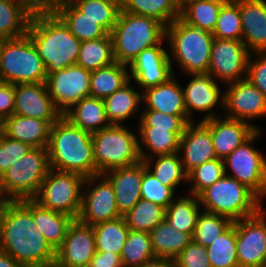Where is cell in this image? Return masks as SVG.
I'll return each mask as SVG.
<instances>
[{
  "label": "cell",
  "instance_id": "1",
  "mask_svg": "<svg viewBox=\"0 0 266 267\" xmlns=\"http://www.w3.org/2000/svg\"><path fill=\"white\" fill-rule=\"evenodd\" d=\"M0 251L23 267H53L56 250L32 217V199L0 202Z\"/></svg>",
  "mask_w": 266,
  "mask_h": 267
},
{
  "label": "cell",
  "instance_id": "2",
  "mask_svg": "<svg viewBox=\"0 0 266 267\" xmlns=\"http://www.w3.org/2000/svg\"><path fill=\"white\" fill-rule=\"evenodd\" d=\"M27 35L44 62L47 75L77 64L82 41L55 13L31 16Z\"/></svg>",
  "mask_w": 266,
  "mask_h": 267
},
{
  "label": "cell",
  "instance_id": "3",
  "mask_svg": "<svg viewBox=\"0 0 266 267\" xmlns=\"http://www.w3.org/2000/svg\"><path fill=\"white\" fill-rule=\"evenodd\" d=\"M50 169L95 175L92 133L73 125L64 116L51 125L47 147Z\"/></svg>",
  "mask_w": 266,
  "mask_h": 267
},
{
  "label": "cell",
  "instance_id": "4",
  "mask_svg": "<svg viewBox=\"0 0 266 267\" xmlns=\"http://www.w3.org/2000/svg\"><path fill=\"white\" fill-rule=\"evenodd\" d=\"M110 35L115 62L129 65L144 49L166 40V27L153 18L121 9Z\"/></svg>",
  "mask_w": 266,
  "mask_h": 267
},
{
  "label": "cell",
  "instance_id": "5",
  "mask_svg": "<svg viewBox=\"0 0 266 267\" xmlns=\"http://www.w3.org/2000/svg\"><path fill=\"white\" fill-rule=\"evenodd\" d=\"M166 39L175 62L188 74L207 73L214 36L211 32L188 25L181 18L166 27ZM171 56V57H170Z\"/></svg>",
  "mask_w": 266,
  "mask_h": 267
},
{
  "label": "cell",
  "instance_id": "6",
  "mask_svg": "<svg viewBox=\"0 0 266 267\" xmlns=\"http://www.w3.org/2000/svg\"><path fill=\"white\" fill-rule=\"evenodd\" d=\"M49 170L47 148L32 147L0 177V202L33 199Z\"/></svg>",
  "mask_w": 266,
  "mask_h": 267
},
{
  "label": "cell",
  "instance_id": "7",
  "mask_svg": "<svg viewBox=\"0 0 266 267\" xmlns=\"http://www.w3.org/2000/svg\"><path fill=\"white\" fill-rule=\"evenodd\" d=\"M204 211L225 216L233 222L255 215L261 200L237 179L223 175L199 195Z\"/></svg>",
  "mask_w": 266,
  "mask_h": 267
},
{
  "label": "cell",
  "instance_id": "8",
  "mask_svg": "<svg viewBox=\"0 0 266 267\" xmlns=\"http://www.w3.org/2000/svg\"><path fill=\"white\" fill-rule=\"evenodd\" d=\"M137 138V135L123 124H111L92 133L95 175L140 162Z\"/></svg>",
  "mask_w": 266,
  "mask_h": 267
},
{
  "label": "cell",
  "instance_id": "9",
  "mask_svg": "<svg viewBox=\"0 0 266 267\" xmlns=\"http://www.w3.org/2000/svg\"><path fill=\"white\" fill-rule=\"evenodd\" d=\"M0 76L3 82L14 85L46 82V67L27 34L1 39Z\"/></svg>",
  "mask_w": 266,
  "mask_h": 267
},
{
  "label": "cell",
  "instance_id": "10",
  "mask_svg": "<svg viewBox=\"0 0 266 267\" xmlns=\"http://www.w3.org/2000/svg\"><path fill=\"white\" fill-rule=\"evenodd\" d=\"M85 179L78 173L50 169L32 200L43 208L78 219L82 207V190L86 191L83 188Z\"/></svg>",
  "mask_w": 266,
  "mask_h": 267
},
{
  "label": "cell",
  "instance_id": "11",
  "mask_svg": "<svg viewBox=\"0 0 266 267\" xmlns=\"http://www.w3.org/2000/svg\"><path fill=\"white\" fill-rule=\"evenodd\" d=\"M262 131L257 130L247 141L224 158L225 175L237 179L260 200L266 196V158L252 144ZM227 168L232 170L227 173Z\"/></svg>",
  "mask_w": 266,
  "mask_h": 267
},
{
  "label": "cell",
  "instance_id": "12",
  "mask_svg": "<svg viewBox=\"0 0 266 267\" xmlns=\"http://www.w3.org/2000/svg\"><path fill=\"white\" fill-rule=\"evenodd\" d=\"M249 55L242 40L214 38L207 74L227 84L246 79Z\"/></svg>",
  "mask_w": 266,
  "mask_h": 267
},
{
  "label": "cell",
  "instance_id": "13",
  "mask_svg": "<svg viewBox=\"0 0 266 267\" xmlns=\"http://www.w3.org/2000/svg\"><path fill=\"white\" fill-rule=\"evenodd\" d=\"M266 212L235 221L239 267H263L266 260Z\"/></svg>",
  "mask_w": 266,
  "mask_h": 267
},
{
  "label": "cell",
  "instance_id": "14",
  "mask_svg": "<svg viewBox=\"0 0 266 267\" xmlns=\"http://www.w3.org/2000/svg\"><path fill=\"white\" fill-rule=\"evenodd\" d=\"M90 78L91 71L77 64L47 75L48 93L62 115L90 95Z\"/></svg>",
  "mask_w": 266,
  "mask_h": 267
},
{
  "label": "cell",
  "instance_id": "15",
  "mask_svg": "<svg viewBox=\"0 0 266 267\" xmlns=\"http://www.w3.org/2000/svg\"><path fill=\"white\" fill-rule=\"evenodd\" d=\"M98 180L101 182L97 183ZM84 187L89 190L83 191L82 207L78 216L81 223L94 226L121 217L113 187L103 174L86 177Z\"/></svg>",
  "mask_w": 266,
  "mask_h": 267
},
{
  "label": "cell",
  "instance_id": "16",
  "mask_svg": "<svg viewBox=\"0 0 266 267\" xmlns=\"http://www.w3.org/2000/svg\"><path fill=\"white\" fill-rule=\"evenodd\" d=\"M224 91V108L227 118L250 123L251 119L266 116V96L247 78L228 83Z\"/></svg>",
  "mask_w": 266,
  "mask_h": 267
},
{
  "label": "cell",
  "instance_id": "17",
  "mask_svg": "<svg viewBox=\"0 0 266 267\" xmlns=\"http://www.w3.org/2000/svg\"><path fill=\"white\" fill-rule=\"evenodd\" d=\"M164 40L156 46L144 49L128 65L130 78L139 84L142 91L167 82L174 76L169 54L162 48Z\"/></svg>",
  "mask_w": 266,
  "mask_h": 267
},
{
  "label": "cell",
  "instance_id": "18",
  "mask_svg": "<svg viewBox=\"0 0 266 267\" xmlns=\"http://www.w3.org/2000/svg\"><path fill=\"white\" fill-rule=\"evenodd\" d=\"M95 252L93 226L75 219L69 226L63 244L56 250L53 267H88Z\"/></svg>",
  "mask_w": 266,
  "mask_h": 267
},
{
  "label": "cell",
  "instance_id": "19",
  "mask_svg": "<svg viewBox=\"0 0 266 267\" xmlns=\"http://www.w3.org/2000/svg\"><path fill=\"white\" fill-rule=\"evenodd\" d=\"M13 114L47 120L51 125L63 116L49 95L46 83L16 84Z\"/></svg>",
  "mask_w": 266,
  "mask_h": 267
},
{
  "label": "cell",
  "instance_id": "20",
  "mask_svg": "<svg viewBox=\"0 0 266 267\" xmlns=\"http://www.w3.org/2000/svg\"><path fill=\"white\" fill-rule=\"evenodd\" d=\"M193 77L185 88L182 87L184 93L185 107L187 117L192 122L193 111H207V115L201 121L216 117L214 107L220 102L224 109V92L220 94L219 86L215 79L207 73L188 74ZM220 100V101H219Z\"/></svg>",
  "mask_w": 266,
  "mask_h": 267
},
{
  "label": "cell",
  "instance_id": "21",
  "mask_svg": "<svg viewBox=\"0 0 266 267\" xmlns=\"http://www.w3.org/2000/svg\"><path fill=\"white\" fill-rule=\"evenodd\" d=\"M210 130L215 154L224 159L247 141L259 128L244 121L214 117L202 121Z\"/></svg>",
  "mask_w": 266,
  "mask_h": 267
},
{
  "label": "cell",
  "instance_id": "22",
  "mask_svg": "<svg viewBox=\"0 0 266 267\" xmlns=\"http://www.w3.org/2000/svg\"><path fill=\"white\" fill-rule=\"evenodd\" d=\"M185 172L188 174L195 167L217 158L209 128L199 121L188 123L180 137L179 151Z\"/></svg>",
  "mask_w": 266,
  "mask_h": 267
},
{
  "label": "cell",
  "instance_id": "23",
  "mask_svg": "<svg viewBox=\"0 0 266 267\" xmlns=\"http://www.w3.org/2000/svg\"><path fill=\"white\" fill-rule=\"evenodd\" d=\"M103 175L113 187L119 214L125 215L141 199L143 161L131 166L111 169Z\"/></svg>",
  "mask_w": 266,
  "mask_h": 267
},
{
  "label": "cell",
  "instance_id": "24",
  "mask_svg": "<svg viewBox=\"0 0 266 267\" xmlns=\"http://www.w3.org/2000/svg\"><path fill=\"white\" fill-rule=\"evenodd\" d=\"M235 1L240 6L242 41L250 53L266 52V1Z\"/></svg>",
  "mask_w": 266,
  "mask_h": 267
},
{
  "label": "cell",
  "instance_id": "25",
  "mask_svg": "<svg viewBox=\"0 0 266 267\" xmlns=\"http://www.w3.org/2000/svg\"><path fill=\"white\" fill-rule=\"evenodd\" d=\"M142 102L145 110H156L166 114L180 115L187 123L184 93L175 75L165 83L147 88L142 91Z\"/></svg>",
  "mask_w": 266,
  "mask_h": 267
},
{
  "label": "cell",
  "instance_id": "26",
  "mask_svg": "<svg viewBox=\"0 0 266 267\" xmlns=\"http://www.w3.org/2000/svg\"><path fill=\"white\" fill-rule=\"evenodd\" d=\"M51 124L47 120L12 114L1 123V130L11 139L31 147L47 148Z\"/></svg>",
  "mask_w": 266,
  "mask_h": 267
},
{
  "label": "cell",
  "instance_id": "27",
  "mask_svg": "<svg viewBox=\"0 0 266 267\" xmlns=\"http://www.w3.org/2000/svg\"><path fill=\"white\" fill-rule=\"evenodd\" d=\"M138 143L141 160L154 158L157 155L178 153L180 137L185 129H154V127H138ZM150 153H146L147 151Z\"/></svg>",
  "mask_w": 266,
  "mask_h": 267
},
{
  "label": "cell",
  "instance_id": "28",
  "mask_svg": "<svg viewBox=\"0 0 266 267\" xmlns=\"http://www.w3.org/2000/svg\"><path fill=\"white\" fill-rule=\"evenodd\" d=\"M63 116L73 125L90 133L100 131L111 125L106 116L104 100L91 96L81 99Z\"/></svg>",
  "mask_w": 266,
  "mask_h": 267
},
{
  "label": "cell",
  "instance_id": "29",
  "mask_svg": "<svg viewBox=\"0 0 266 267\" xmlns=\"http://www.w3.org/2000/svg\"><path fill=\"white\" fill-rule=\"evenodd\" d=\"M32 217L39 231L55 250L63 244L69 226L75 220L68 214L43 208L34 200Z\"/></svg>",
  "mask_w": 266,
  "mask_h": 267
},
{
  "label": "cell",
  "instance_id": "30",
  "mask_svg": "<svg viewBox=\"0 0 266 267\" xmlns=\"http://www.w3.org/2000/svg\"><path fill=\"white\" fill-rule=\"evenodd\" d=\"M151 245L156 259H175L192 241L188 233L176 230L167 220L150 232Z\"/></svg>",
  "mask_w": 266,
  "mask_h": 267
},
{
  "label": "cell",
  "instance_id": "31",
  "mask_svg": "<svg viewBox=\"0 0 266 267\" xmlns=\"http://www.w3.org/2000/svg\"><path fill=\"white\" fill-rule=\"evenodd\" d=\"M55 14L80 41L96 40L109 34L95 20L85 17V14H82L73 4L63 0L58 5Z\"/></svg>",
  "mask_w": 266,
  "mask_h": 267
},
{
  "label": "cell",
  "instance_id": "32",
  "mask_svg": "<svg viewBox=\"0 0 266 267\" xmlns=\"http://www.w3.org/2000/svg\"><path fill=\"white\" fill-rule=\"evenodd\" d=\"M124 12L153 18L167 27L181 18V5L178 0H121Z\"/></svg>",
  "mask_w": 266,
  "mask_h": 267
},
{
  "label": "cell",
  "instance_id": "33",
  "mask_svg": "<svg viewBox=\"0 0 266 267\" xmlns=\"http://www.w3.org/2000/svg\"><path fill=\"white\" fill-rule=\"evenodd\" d=\"M127 66L114 62L107 67L91 71L89 96L104 99L131 82Z\"/></svg>",
  "mask_w": 266,
  "mask_h": 267
},
{
  "label": "cell",
  "instance_id": "34",
  "mask_svg": "<svg viewBox=\"0 0 266 267\" xmlns=\"http://www.w3.org/2000/svg\"><path fill=\"white\" fill-rule=\"evenodd\" d=\"M106 116L110 124L121 125L134 115L142 102V93L131 88L129 82L104 99Z\"/></svg>",
  "mask_w": 266,
  "mask_h": 267
},
{
  "label": "cell",
  "instance_id": "35",
  "mask_svg": "<svg viewBox=\"0 0 266 267\" xmlns=\"http://www.w3.org/2000/svg\"><path fill=\"white\" fill-rule=\"evenodd\" d=\"M227 0H187L181 5V19L188 25L213 32L220 9Z\"/></svg>",
  "mask_w": 266,
  "mask_h": 267
},
{
  "label": "cell",
  "instance_id": "36",
  "mask_svg": "<svg viewBox=\"0 0 266 267\" xmlns=\"http://www.w3.org/2000/svg\"><path fill=\"white\" fill-rule=\"evenodd\" d=\"M190 196L174 199L166 208L165 220L176 230L192 237L201 212L199 197L193 194Z\"/></svg>",
  "mask_w": 266,
  "mask_h": 267
},
{
  "label": "cell",
  "instance_id": "37",
  "mask_svg": "<svg viewBox=\"0 0 266 267\" xmlns=\"http://www.w3.org/2000/svg\"><path fill=\"white\" fill-rule=\"evenodd\" d=\"M31 16L17 0H0V39L26 35Z\"/></svg>",
  "mask_w": 266,
  "mask_h": 267
},
{
  "label": "cell",
  "instance_id": "38",
  "mask_svg": "<svg viewBox=\"0 0 266 267\" xmlns=\"http://www.w3.org/2000/svg\"><path fill=\"white\" fill-rule=\"evenodd\" d=\"M120 257L123 267H144L156 260L150 233L129 230Z\"/></svg>",
  "mask_w": 266,
  "mask_h": 267
},
{
  "label": "cell",
  "instance_id": "39",
  "mask_svg": "<svg viewBox=\"0 0 266 267\" xmlns=\"http://www.w3.org/2000/svg\"><path fill=\"white\" fill-rule=\"evenodd\" d=\"M115 62L111 35L96 40L82 41L77 65L94 71Z\"/></svg>",
  "mask_w": 266,
  "mask_h": 267
},
{
  "label": "cell",
  "instance_id": "40",
  "mask_svg": "<svg viewBox=\"0 0 266 267\" xmlns=\"http://www.w3.org/2000/svg\"><path fill=\"white\" fill-rule=\"evenodd\" d=\"M95 248L98 252H113L121 255L129 232L123 216L93 226Z\"/></svg>",
  "mask_w": 266,
  "mask_h": 267
},
{
  "label": "cell",
  "instance_id": "41",
  "mask_svg": "<svg viewBox=\"0 0 266 267\" xmlns=\"http://www.w3.org/2000/svg\"><path fill=\"white\" fill-rule=\"evenodd\" d=\"M152 159L153 158L150 157L142 161L146 169H148L163 185L171 187L175 191L176 187L182 181L187 182V173L184 170L179 153L157 155V158H155L156 161Z\"/></svg>",
  "mask_w": 266,
  "mask_h": 267
},
{
  "label": "cell",
  "instance_id": "42",
  "mask_svg": "<svg viewBox=\"0 0 266 267\" xmlns=\"http://www.w3.org/2000/svg\"><path fill=\"white\" fill-rule=\"evenodd\" d=\"M73 4L85 17L95 20L109 34L121 10V0H63Z\"/></svg>",
  "mask_w": 266,
  "mask_h": 267
},
{
  "label": "cell",
  "instance_id": "43",
  "mask_svg": "<svg viewBox=\"0 0 266 267\" xmlns=\"http://www.w3.org/2000/svg\"><path fill=\"white\" fill-rule=\"evenodd\" d=\"M166 217V208L153 202L140 199L123 218L126 225L133 231L150 232L162 223Z\"/></svg>",
  "mask_w": 266,
  "mask_h": 267
},
{
  "label": "cell",
  "instance_id": "44",
  "mask_svg": "<svg viewBox=\"0 0 266 267\" xmlns=\"http://www.w3.org/2000/svg\"><path fill=\"white\" fill-rule=\"evenodd\" d=\"M211 267H239L236 249L235 221L206 247Z\"/></svg>",
  "mask_w": 266,
  "mask_h": 267
},
{
  "label": "cell",
  "instance_id": "45",
  "mask_svg": "<svg viewBox=\"0 0 266 267\" xmlns=\"http://www.w3.org/2000/svg\"><path fill=\"white\" fill-rule=\"evenodd\" d=\"M232 224L233 221L225 216L203 210L198 217L192 240L207 247Z\"/></svg>",
  "mask_w": 266,
  "mask_h": 267
},
{
  "label": "cell",
  "instance_id": "46",
  "mask_svg": "<svg viewBox=\"0 0 266 267\" xmlns=\"http://www.w3.org/2000/svg\"><path fill=\"white\" fill-rule=\"evenodd\" d=\"M212 34L217 39L242 40L240 6L235 0L222 5Z\"/></svg>",
  "mask_w": 266,
  "mask_h": 267
},
{
  "label": "cell",
  "instance_id": "47",
  "mask_svg": "<svg viewBox=\"0 0 266 267\" xmlns=\"http://www.w3.org/2000/svg\"><path fill=\"white\" fill-rule=\"evenodd\" d=\"M223 175H225L224 160L220 158H215L195 167L187 174V181L193 183L190 194L198 196Z\"/></svg>",
  "mask_w": 266,
  "mask_h": 267
},
{
  "label": "cell",
  "instance_id": "48",
  "mask_svg": "<svg viewBox=\"0 0 266 267\" xmlns=\"http://www.w3.org/2000/svg\"><path fill=\"white\" fill-rule=\"evenodd\" d=\"M141 199L153 202L167 208L173 201L175 191L156 179V177L146 169L143 162V176L141 184Z\"/></svg>",
  "mask_w": 266,
  "mask_h": 267
},
{
  "label": "cell",
  "instance_id": "49",
  "mask_svg": "<svg viewBox=\"0 0 266 267\" xmlns=\"http://www.w3.org/2000/svg\"><path fill=\"white\" fill-rule=\"evenodd\" d=\"M31 148L29 144L11 139L0 130V177Z\"/></svg>",
  "mask_w": 266,
  "mask_h": 267
},
{
  "label": "cell",
  "instance_id": "50",
  "mask_svg": "<svg viewBox=\"0 0 266 267\" xmlns=\"http://www.w3.org/2000/svg\"><path fill=\"white\" fill-rule=\"evenodd\" d=\"M138 127L154 129H185L188 123L180 115L162 113L156 110H143Z\"/></svg>",
  "mask_w": 266,
  "mask_h": 267
},
{
  "label": "cell",
  "instance_id": "51",
  "mask_svg": "<svg viewBox=\"0 0 266 267\" xmlns=\"http://www.w3.org/2000/svg\"><path fill=\"white\" fill-rule=\"evenodd\" d=\"M174 260L178 267H211L206 247L193 240Z\"/></svg>",
  "mask_w": 266,
  "mask_h": 267
},
{
  "label": "cell",
  "instance_id": "52",
  "mask_svg": "<svg viewBox=\"0 0 266 267\" xmlns=\"http://www.w3.org/2000/svg\"><path fill=\"white\" fill-rule=\"evenodd\" d=\"M255 55L254 60L253 56ZM247 79L266 96V52L250 53Z\"/></svg>",
  "mask_w": 266,
  "mask_h": 267
},
{
  "label": "cell",
  "instance_id": "53",
  "mask_svg": "<svg viewBox=\"0 0 266 267\" xmlns=\"http://www.w3.org/2000/svg\"><path fill=\"white\" fill-rule=\"evenodd\" d=\"M15 85L7 82L0 84V123L14 112Z\"/></svg>",
  "mask_w": 266,
  "mask_h": 267
},
{
  "label": "cell",
  "instance_id": "54",
  "mask_svg": "<svg viewBox=\"0 0 266 267\" xmlns=\"http://www.w3.org/2000/svg\"><path fill=\"white\" fill-rule=\"evenodd\" d=\"M32 16L54 14L62 0H17Z\"/></svg>",
  "mask_w": 266,
  "mask_h": 267
},
{
  "label": "cell",
  "instance_id": "55",
  "mask_svg": "<svg viewBox=\"0 0 266 267\" xmlns=\"http://www.w3.org/2000/svg\"><path fill=\"white\" fill-rule=\"evenodd\" d=\"M88 267H123L120 255L96 251Z\"/></svg>",
  "mask_w": 266,
  "mask_h": 267
},
{
  "label": "cell",
  "instance_id": "56",
  "mask_svg": "<svg viewBox=\"0 0 266 267\" xmlns=\"http://www.w3.org/2000/svg\"><path fill=\"white\" fill-rule=\"evenodd\" d=\"M0 267H23V266L9 254L0 251Z\"/></svg>",
  "mask_w": 266,
  "mask_h": 267
},
{
  "label": "cell",
  "instance_id": "57",
  "mask_svg": "<svg viewBox=\"0 0 266 267\" xmlns=\"http://www.w3.org/2000/svg\"><path fill=\"white\" fill-rule=\"evenodd\" d=\"M144 267H178L174 259H156Z\"/></svg>",
  "mask_w": 266,
  "mask_h": 267
},
{
  "label": "cell",
  "instance_id": "58",
  "mask_svg": "<svg viewBox=\"0 0 266 267\" xmlns=\"http://www.w3.org/2000/svg\"><path fill=\"white\" fill-rule=\"evenodd\" d=\"M187 0H178L179 4L182 5L184 2H186Z\"/></svg>",
  "mask_w": 266,
  "mask_h": 267
},
{
  "label": "cell",
  "instance_id": "59",
  "mask_svg": "<svg viewBox=\"0 0 266 267\" xmlns=\"http://www.w3.org/2000/svg\"><path fill=\"white\" fill-rule=\"evenodd\" d=\"M0 64H1V39H0Z\"/></svg>",
  "mask_w": 266,
  "mask_h": 267
}]
</instances>
